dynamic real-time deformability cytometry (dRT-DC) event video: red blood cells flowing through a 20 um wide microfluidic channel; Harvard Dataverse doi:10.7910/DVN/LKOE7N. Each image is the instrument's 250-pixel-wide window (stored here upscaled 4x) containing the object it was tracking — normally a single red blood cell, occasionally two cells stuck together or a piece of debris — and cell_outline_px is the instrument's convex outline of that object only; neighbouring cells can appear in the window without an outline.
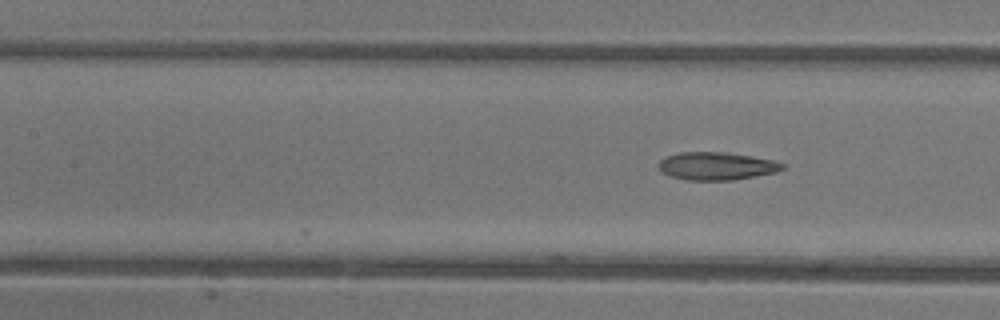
{"species": "common noctule bat (a hibernating species)", "species_latin": "Nyctalus noctula", "temperature_condition": "warm", "stored_images_in_passage": 17, "camera_frame_rate_fps": 3000, "um_per_image_px": 0.085, "animal": {"sex": "female"}, "frame": {"image": 1, "passage_image": 17, "time_ms": 5.333, "image_size_px": [1000, 320], "cell_outline_px": [[784, 168], [776, 172], [756, 176], [732, 180], [688, 180], [672, 176], [660, 172], [656, 164], [660, 160], [668, 156], [680, 152], [728, 152], [772, 160], [784, 164]], "centroid_in_image_um": [60.87, 14.11], "position_along_channel_um": 146.5, "area_um2": 20.06}}